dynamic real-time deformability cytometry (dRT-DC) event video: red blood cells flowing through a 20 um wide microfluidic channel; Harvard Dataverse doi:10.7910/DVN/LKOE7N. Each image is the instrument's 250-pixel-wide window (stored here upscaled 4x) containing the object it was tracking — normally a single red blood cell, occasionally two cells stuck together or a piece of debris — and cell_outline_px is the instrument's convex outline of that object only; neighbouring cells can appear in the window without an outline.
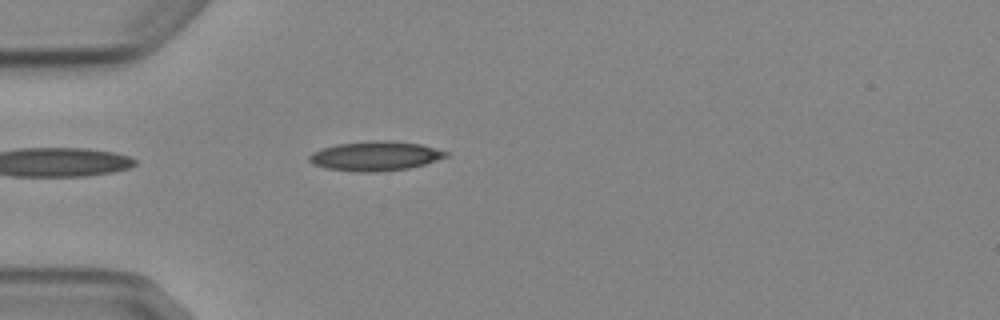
{"species": "Egyptian fruit bat (a non-hibernating species)", "species_latin": "Rousettus aegyptiacus", "temperature_condition": "cold", "stored_images_in_passage": 4, "camera_frame_rate_fps": 3000, "um_per_image_px": 0.085, "animal": {"sex": "female"}, "frame": {"image": 1, "passage_image": 4, "time_ms": 4.333, "image_size_px": [1000, 320], "cell_outline_px": [[448, 156], [424, 164], [408, 168], [376, 172], [360, 172], [328, 168], [312, 164], [308, 160], [308, 156], [312, 152], [336, 144], [372, 140], [384, 140], [420, 144], [448, 152]], "centroid_in_image_um": [31.87, 13.26], "position_along_channel_um": 53.1, "area_um2": 23.24}}